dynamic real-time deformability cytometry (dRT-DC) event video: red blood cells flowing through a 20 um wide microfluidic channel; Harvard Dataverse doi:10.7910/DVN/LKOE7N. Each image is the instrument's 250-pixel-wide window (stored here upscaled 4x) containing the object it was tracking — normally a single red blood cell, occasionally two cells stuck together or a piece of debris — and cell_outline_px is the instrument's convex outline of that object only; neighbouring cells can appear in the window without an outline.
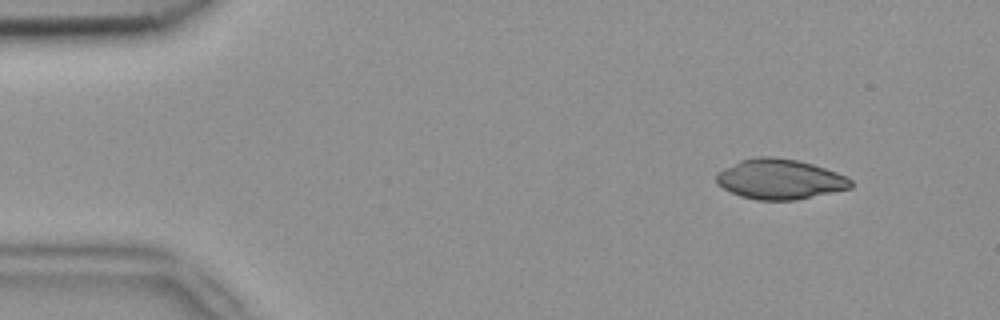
{"species": "common noctule bat (a hibernating species)", "species_latin": "Nyctalus noctula", "temperature_condition": "room temperature", "stored_images_in_passage": 6, "camera_frame_rate_fps": 3000, "um_per_image_px": 0.085, "animal": {"sex": "female", "body_mass_g": 18.4}, "frame": {"image": 1, "passage_image": 1, "time_ms": 0.0, "image_size_px": [1000, 320], "cell_outline_px": [[852, 188], [796, 200], [756, 200], [740, 196], [716, 184], [716, 176], [724, 168], [740, 160], [756, 156], [772, 156], [796, 160], [812, 164], [836, 172], [852, 180]], "centroid_in_image_um": [66.28, 15.23], "position_along_channel_um": 18.7, "area_um2": 31.33}}